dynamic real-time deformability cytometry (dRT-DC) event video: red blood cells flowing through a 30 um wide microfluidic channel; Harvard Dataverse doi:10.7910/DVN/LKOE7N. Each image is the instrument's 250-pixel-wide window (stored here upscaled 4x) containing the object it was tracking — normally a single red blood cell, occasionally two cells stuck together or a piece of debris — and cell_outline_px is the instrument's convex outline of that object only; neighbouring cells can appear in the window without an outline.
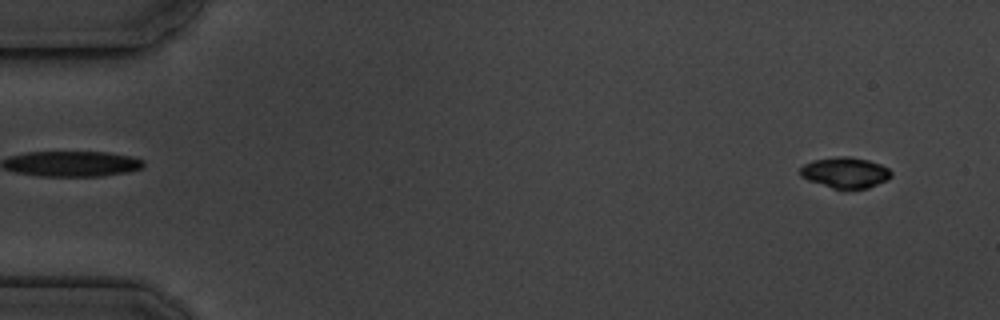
{"species": "common noctule bat (a hibernating species)", "species_latin": "Nyctalus noctula", "temperature_condition": "cold", "stored_images_in_passage": 4, "camera_frame_rate_fps": 3000, "um_per_image_px": 0.085, "animal": {"sex": "male", "body_mass_g": 19.5, "forearm_length_mm": 54.6}, "frame": {"image": 1, "passage_image": 1, "time_ms": 0.0, "image_size_px": [1000, 320], "cell_outline_px": [[892, 176], [888, 180], [868, 188], [844, 192], [808, 180], [800, 176], [800, 168], [804, 164], [812, 160], [836, 156], [848, 156], [868, 160], [880, 164], [888, 168], [892, 172]], "centroid_in_image_um": [71.85, 14.7], "position_along_channel_um": 13.1, "area_um2": 16.88}}
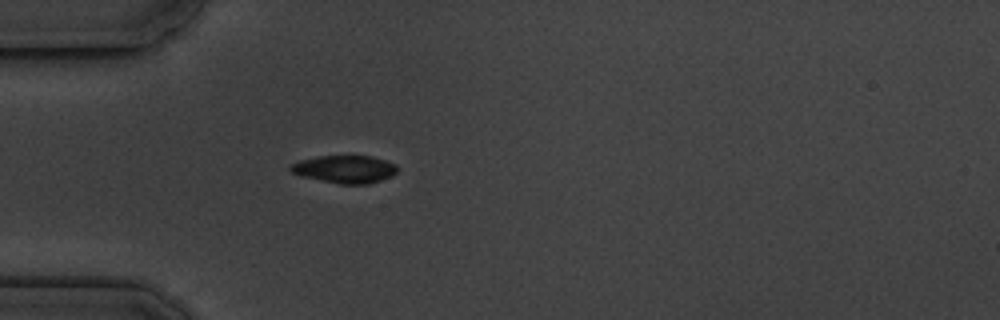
{"frame": {"image": 2, "passage_image": 4, "time_ms": 4.333, "image_size_px": [1000, 320], "cell_outline_px": [[396, 172], [392, 176], [368, 184], [340, 184], [300, 176], [292, 172], [288, 168], [292, 164], [300, 160], [320, 156], [372, 156], [396, 164]], "centroid_in_image_um": [29.3, 14.38], "position_along_channel_um": 55.7, "area_um2": 17.11}}